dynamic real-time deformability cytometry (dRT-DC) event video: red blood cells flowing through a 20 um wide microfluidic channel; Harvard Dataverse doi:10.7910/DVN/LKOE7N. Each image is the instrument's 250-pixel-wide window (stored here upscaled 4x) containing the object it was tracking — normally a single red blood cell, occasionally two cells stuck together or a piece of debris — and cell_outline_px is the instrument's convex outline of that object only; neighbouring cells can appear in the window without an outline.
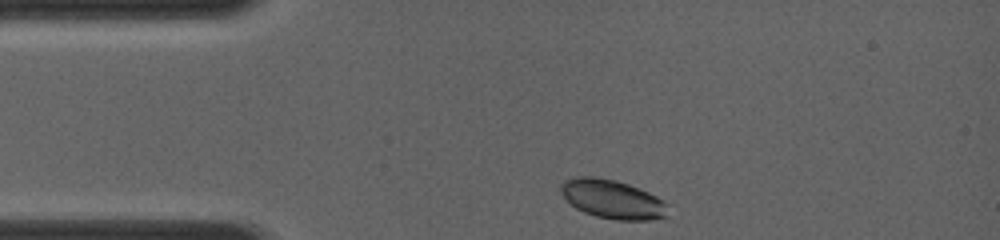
{"species": "common noctule bat (a hibernating species)", "species_latin": "Nyctalus noctula", "temperature_condition": "room temperature", "stored_images_in_passage": 33, "camera_frame_rate_fps": 4000, "um_per_image_px": 0.085, "animal": {"sex": "female", "body_mass_g": 19.0, "forearm_length_mm": 56.7}, "frame": {"image": 1, "passage_image": 1, "time_ms": 0.0, "image_size_px": [1000, 240], "cell_outline_px": [[664, 216], [652, 220], [616, 220], [596, 216], [584, 212], [576, 208], [564, 196], [564, 184], [568, 180], [584, 176], [592, 176], [612, 180], [628, 184], [660, 200]], "centroid_in_image_um": [51.99, 16.95], "position_along_channel_um": 33.0, "area_um2": 22.66}}
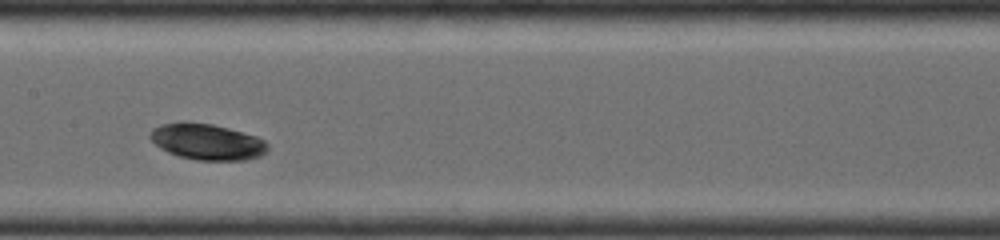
{"frame": {"image": 2, "passage_image": 13, "time_ms": 4.25, "image_size_px": [1000, 240], "cell_outline_px": [[264, 152], [260, 156], [244, 160], [196, 160], [180, 156], [168, 152], [156, 144], [152, 140], [152, 128], [160, 124], [180, 120], [188, 120], [212, 124], [256, 136], [264, 140]], "centroid_in_image_um": [17.54, 12.02], "position_along_channel_um": 189.9, "area_um2": 24.45}}
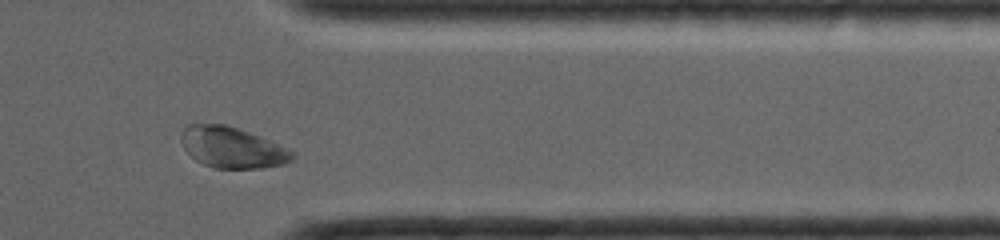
{"frame": {"image": 3, "passage_image": 28, "time_ms": 8.75, "image_size_px": [1000, 240], "cell_outline_px": [[296, 156], [292, 160], [284, 164], [264, 168], [212, 168], [196, 160], [184, 148], [184, 128], [192, 124], [224, 124], [248, 132], [276, 144], [292, 152]], "centroid_in_image_um": [19.75, 12.56], "position_along_channel_um": 391.6, "area_um2": 25.72}}